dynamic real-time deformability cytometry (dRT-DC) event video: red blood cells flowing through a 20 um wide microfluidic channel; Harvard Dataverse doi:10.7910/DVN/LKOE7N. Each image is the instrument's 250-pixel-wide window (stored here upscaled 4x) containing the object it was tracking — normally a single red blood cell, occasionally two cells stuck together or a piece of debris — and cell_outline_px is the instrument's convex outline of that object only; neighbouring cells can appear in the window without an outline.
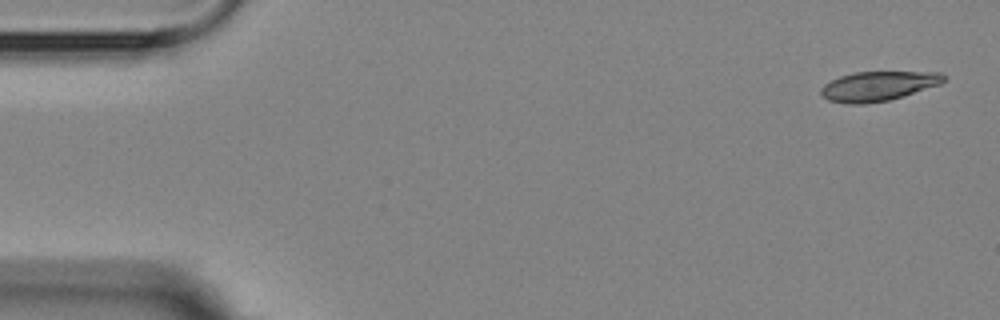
{"species": "Egyptian fruit bat (a non-hibernating species)", "species_latin": "Rousettus aegyptiacus", "temperature_condition": "room temperature", "stored_images_in_passage": 6, "segment_of_instrument_passage": [1, 2], "camera_frame_rate_fps": 3000, "um_per_image_px": 0.085, "animal": {"sex": "female"}, "frame": {"image": 1, "passage_image": 1, "time_ms": 0.0, "image_size_px": [1000, 320], "cell_outline_px": [[948, 80], [940, 84], [888, 100], [860, 104], [848, 104], [828, 100], [820, 92], [820, 88], [824, 84], [840, 76], [856, 72], [940, 72], [948, 76]], "centroid_in_image_um": [74.67, 7.3], "position_along_channel_um": 10.3, "area_um2": 20.98}}
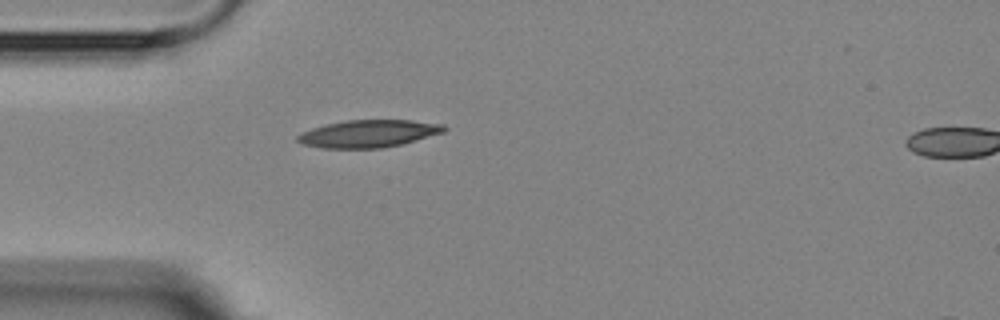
{"frame": {"image": 2, "passage_image": 5, "time_ms": 4.333, "image_size_px": [1000, 320], "cell_outline_px": [[448, 128], [444, 132], [400, 144], [380, 148], [324, 148], [304, 144], [296, 140], [296, 136], [300, 132], [324, 124], [344, 120], [412, 120], [444, 124]], "centroid_in_image_um": [31.3, 11.34], "position_along_channel_um": 53.7, "area_um2": 23.41}}